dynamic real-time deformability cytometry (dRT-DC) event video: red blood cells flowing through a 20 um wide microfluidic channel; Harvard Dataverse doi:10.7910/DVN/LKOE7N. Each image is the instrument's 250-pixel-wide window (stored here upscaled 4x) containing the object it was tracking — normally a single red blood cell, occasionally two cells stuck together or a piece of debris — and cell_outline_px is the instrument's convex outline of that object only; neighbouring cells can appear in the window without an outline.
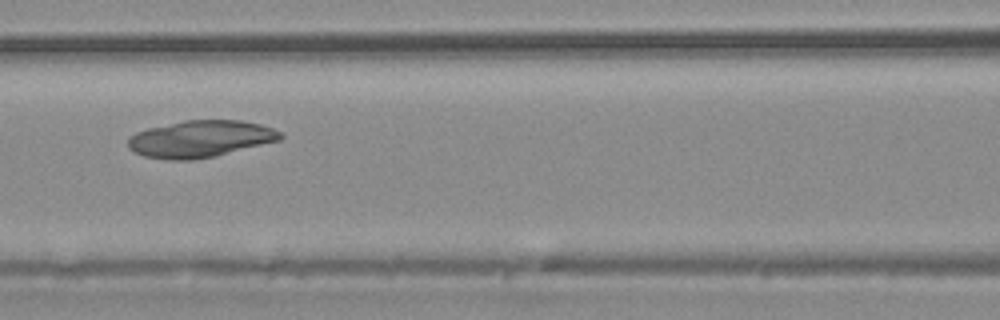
{"species": "common noctule bat (a hibernating species)", "species_latin": "Nyctalus noctula", "temperature_condition": "warm", "stored_images_in_passage": 5, "segment_of_instrument_passage": [2, 2], "camera_frame_rate_fps": 3000, "um_per_image_px": 0.085, "animal": {"sex": "male", "body_mass_g": 20.4}, "frame": {"image": 1, "passage_image": 4, "time_ms": 3.667, "image_size_px": [1000, 320], "cell_outline_px": [[284, 136], [280, 140], [216, 156], [192, 160], [168, 160], [144, 156], [128, 148], [128, 136], [136, 132], [148, 128], [184, 120], [240, 120], [260, 124], [272, 128], [280, 132]], "centroid_in_image_um": [17.02, 11.81], "position_along_channel_um": 149.6, "area_um2": 32.77}}
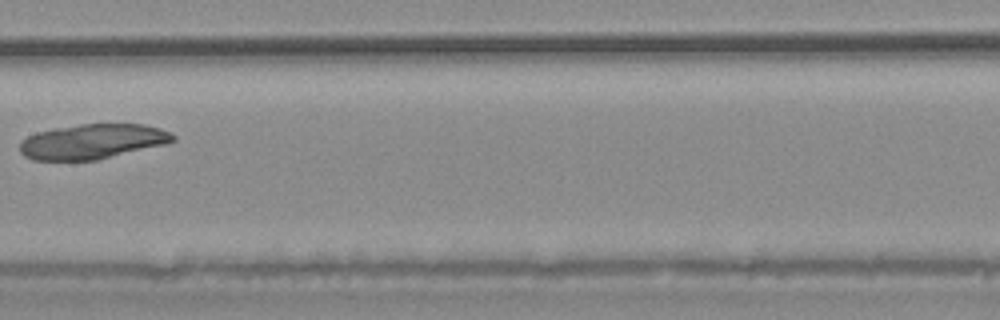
{"frame": {"image": 2, "passage_image": 5, "time_ms": 4.667, "image_size_px": [1000, 320], "cell_outline_px": [[176, 140], [164, 144], [96, 160], [32, 160], [24, 156], [20, 152], [20, 140], [36, 132], [56, 128], [80, 124], [144, 124], [160, 128], [176, 136]], "centroid_in_image_um": [7.82, 12.02], "position_along_channel_um": 199.6, "area_um2": 31.04}}